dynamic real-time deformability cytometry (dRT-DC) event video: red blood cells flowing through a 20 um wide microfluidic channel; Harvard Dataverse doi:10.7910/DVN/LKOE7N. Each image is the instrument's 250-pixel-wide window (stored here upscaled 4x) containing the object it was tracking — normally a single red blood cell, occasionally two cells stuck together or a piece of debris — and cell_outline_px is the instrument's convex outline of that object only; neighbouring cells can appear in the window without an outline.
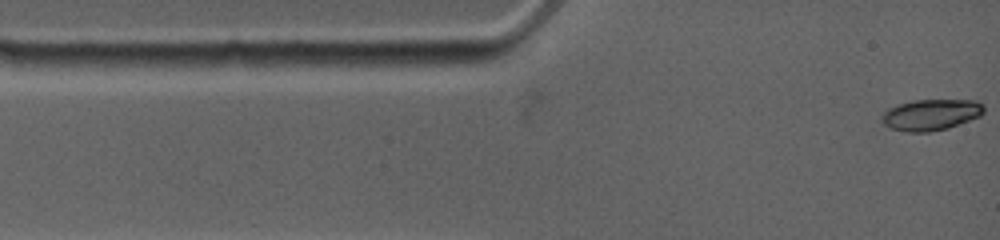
{"species": "common noctule bat (a hibernating species)", "species_latin": "Nyctalus noctula", "temperature_condition": "warm", "stored_images_in_passage": 36, "camera_frame_rate_fps": 4500, "um_per_image_px": 0.085, "animal": {"sex": "female", "body_mass_g": 19.0, "forearm_length_mm": 53.3}, "frame": {"image": 1, "passage_image": 1, "time_ms": 0.0, "image_size_px": [1000, 240], "cell_outline_px": [[984, 112], [980, 116], [948, 128], [928, 132], [908, 132], [888, 128], [880, 120], [880, 116], [888, 108], [912, 100], [976, 100], [984, 104]], "centroid_in_image_um": [79.11, 9.75], "position_along_channel_um": 5.9, "area_um2": 18.67}}
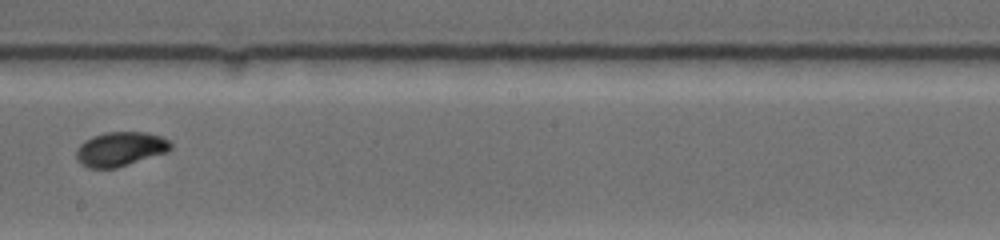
{"frame": {"image": 2, "passage_image": 16, "time_ms": 7.333, "image_size_px": [1000, 240], "cell_outline_px": [[172, 148], [168, 152], [116, 168], [88, 168], [80, 164], [76, 156], [76, 148], [84, 140], [92, 136], [104, 132], [144, 132], [160, 136], [168, 140], [172, 144]], "centroid_in_image_um": [10.21, 12.67], "position_along_channel_um": 238.0, "area_um2": 19.02}}
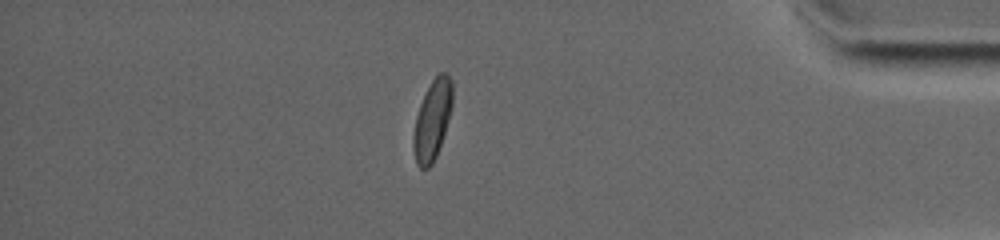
{"frame": {"image": 3, "passage_image": 27, "time_ms": 12.667, "image_size_px": [1000, 240], "cell_outline_px": [[452, 104], [448, 120], [436, 156], [432, 164], [428, 168], [420, 168], [416, 164], [412, 148], [412, 136], [416, 116], [420, 104], [432, 80], [440, 72], [444, 72], [452, 80]], "centroid_in_image_um": [36.72, 10.23], "position_along_channel_um": 398.5, "area_um2": 17.98}, "authors_computed_cell_mechanics": {"area_um2": 18.5827, "velocity_mm_per_s": 3.7784, "shape_relaxation_time_tau1_ms": 3.3152, "shape_relaxation_time_tau2_ms": 2.2477, "deformation_change_tau1": 0.1324, "deformation_change_tau2": 0.0301}}